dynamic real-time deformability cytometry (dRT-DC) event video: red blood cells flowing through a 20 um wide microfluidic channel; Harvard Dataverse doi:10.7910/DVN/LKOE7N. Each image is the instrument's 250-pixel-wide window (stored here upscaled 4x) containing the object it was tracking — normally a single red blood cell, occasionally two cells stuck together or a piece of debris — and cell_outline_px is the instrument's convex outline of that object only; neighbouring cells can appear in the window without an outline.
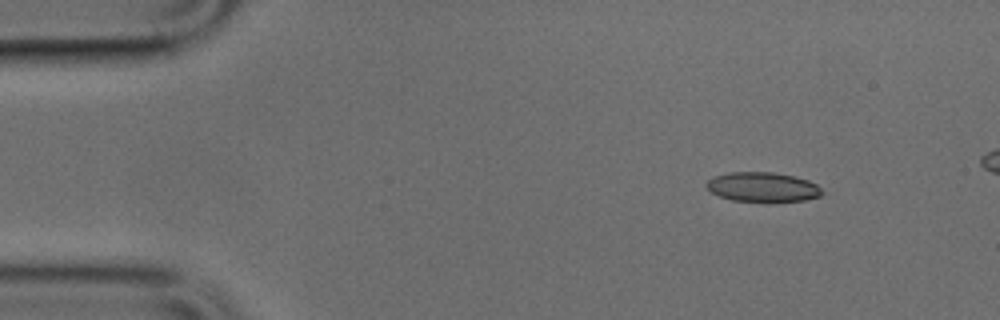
{"species": "common noctule bat (a hibernating species)", "species_latin": "Nyctalus noctula", "temperature_condition": "cold", "stored_images_in_passage": 46, "camera_frame_rate_fps": 3000, "um_per_image_px": 0.085, "animal": {"sex": "male", "body_mass_g": 17.9, "forearm_length_mm": 54.2}, "frame": {"image": 1, "passage_image": 5, "time_ms": 1.333, "image_size_px": [1000, 320], "cell_outline_px": [[824, 192], [820, 196], [804, 200], [732, 200], [720, 196], [712, 192], [704, 184], [708, 180], [716, 176], [728, 172], [772, 172], [792, 176], [808, 180], [816, 184]], "centroid_in_image_um": [64.82, 15.87], "position_along_channel_um": 20.2, "area_um2": 19.36}}
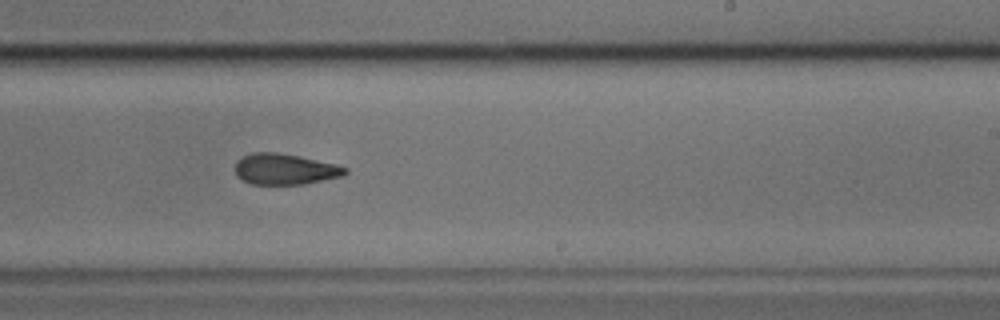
{"frame": {"image": 2, "passage_image": 29, "time_ms": 9.333, "image_size_px": [1000, 320], "cell_outline_px": [[348, 172], [344, 176], [304, 184], [252, 184], [236, 176], [236, 160], [252, 152], [276, 152], [300, 156], [336, 164], [348, 168]], "centroid_in_image_um": [24.24, 14.37], "position_along_channel_um": 264.8, "area_um2": 19.88}}
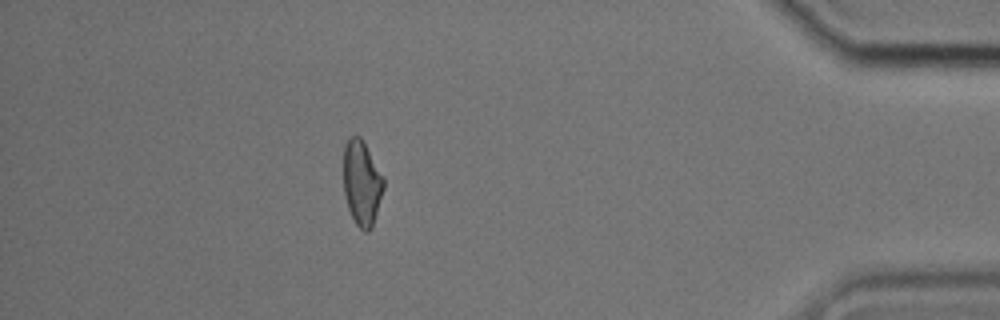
{"frame": {"image": 3, "passage_image": 43, "time_ms": 14.0, "image_size_px": [1000, 320], "cell_outline_px": [[384, 188], [372, 228], [368, 232], [364, 232], [356, 224], [348, 208], [344, 192], [344, 144], [348, 136], [360, 136], [384, 176]], "centroid_in_image_um": [30.76, 15.54], "position_along_channel_um": 404.4, "area_um2": 19.94}}